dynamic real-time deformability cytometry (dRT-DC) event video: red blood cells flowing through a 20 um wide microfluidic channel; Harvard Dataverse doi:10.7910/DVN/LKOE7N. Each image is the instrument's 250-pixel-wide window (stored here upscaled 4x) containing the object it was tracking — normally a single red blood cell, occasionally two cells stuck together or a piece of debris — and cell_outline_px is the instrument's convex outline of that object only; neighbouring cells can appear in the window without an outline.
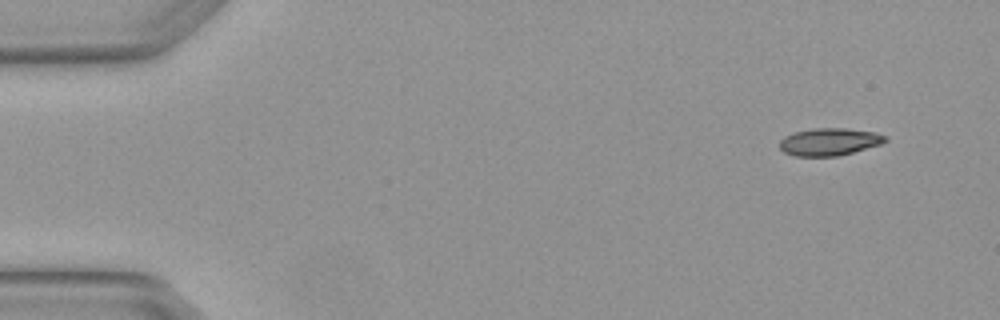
{"species": "Egyptian fruit bat (a non-hibernating species)", "species_latin": "Rousettus aegyptiacus", "temperature_condition": "warm", "stored_images_in_passage": 3, "camera_frame_rate_fps": 3000, "um_per_image_px": 0.085, "animal": {"sex": "female"}, "frame": {"image": 1, "passage_image": 1, "time_ms": 0.0, "image_size_px": [1000, 320], "cell_outline_px": [[888, 140], [880, 144], [852, 152], [836, 156], [796, 156], [784, 152], [780, 148], [780, 140], [784, 136], [796, 132], [812, 128], [844, 128], [876, 132], [888, 136]], "centroid_in_image_um": [70.51, 12.04], "position_along_channel_um": 14.5, "area_um2": 16.82}}